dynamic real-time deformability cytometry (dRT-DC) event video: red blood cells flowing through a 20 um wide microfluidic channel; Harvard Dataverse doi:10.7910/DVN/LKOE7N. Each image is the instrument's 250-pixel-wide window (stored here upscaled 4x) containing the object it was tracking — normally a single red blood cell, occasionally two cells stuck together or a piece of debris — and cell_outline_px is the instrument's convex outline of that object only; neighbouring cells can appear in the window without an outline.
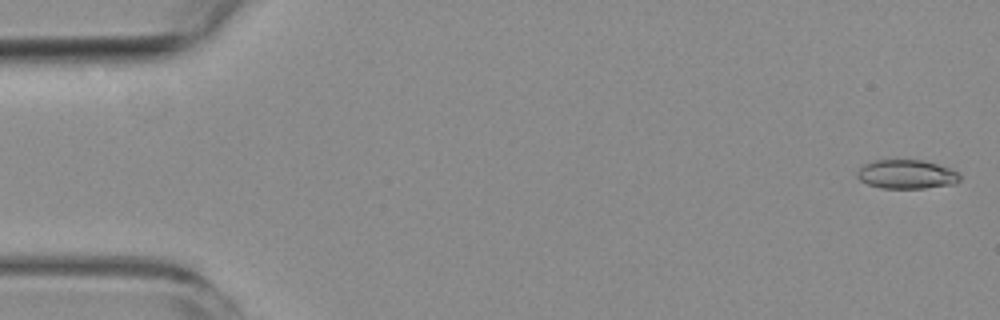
{"species": "common noctule bat (a hibernating species)", "species_latin": "Nyctalus noctula", "temperature_condition": "room temperature", "stored_images_in_passage": 5, "camera_frame_rate_fps": 3000, "um_per_image_px": 0.085, "animal": {"sex": "female", "body_mass_g": 19.3, "forearm_length_mm": 54.1}, "frame": {"image": 1, "passage_image": 1, "time_ms": 0.0, "image_size_px": [1000, 320], "cell_outline_px": [[960, 180], [956, 184], [924, 188], [880, 188], [868, 184], [860, 180], [856, 176], [856, 172], [864, 164], [876, 160], [924, 160], [960, 172]], "centroid_in_image_um": [77.07, 14.82], "position_along_channel_um": 7.9, "area_um2": 17.4}}